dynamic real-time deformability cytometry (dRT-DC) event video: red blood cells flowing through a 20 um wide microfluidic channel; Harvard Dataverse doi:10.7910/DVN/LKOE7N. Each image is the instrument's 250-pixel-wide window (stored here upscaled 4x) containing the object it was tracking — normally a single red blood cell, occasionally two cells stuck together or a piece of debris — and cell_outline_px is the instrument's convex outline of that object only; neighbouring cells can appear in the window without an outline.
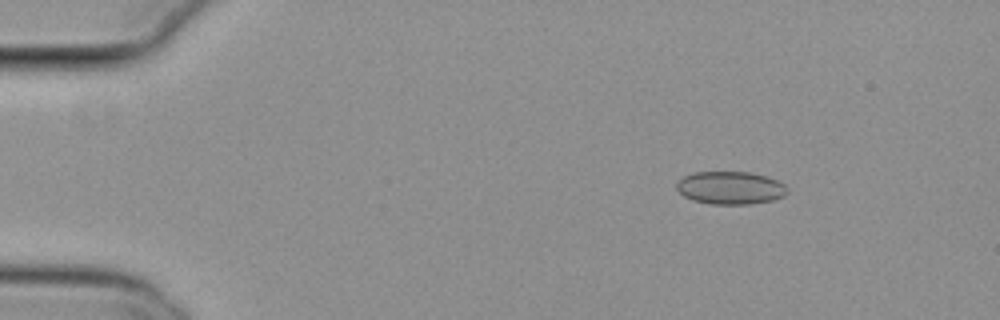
{"species": "common noctule bat (a hibernating species)", "species_latin": "Nyctalus noctula", "temperature_condition": "cold", "stored_images_in_passage": 54, "camera_frame_rate_fps": 3000, "um_per_image_px": 0.085, "animal": {"sex": "female", "body_mass_g": 29.2, "forearm_length_mm": 56.3}, "frame": {"image": 1, "passage_image": 7, "time_ms": 2.0, "image_size_px": [1000, 320], "cell_outline_px": [[788, 192], [784, 196], [772, 200], [748, 204], [712, 204], [692, 200], [684, 196], [676, 188], [676, 184], [684, 176], [692, 172], [748, 172], [764, 176], [776, 180], [784, 184], [788, 188]], "centroid_in_image_um": [62.07, 15.97], "position_along_channel_um": 22.9, "area_um2": 21.1}}
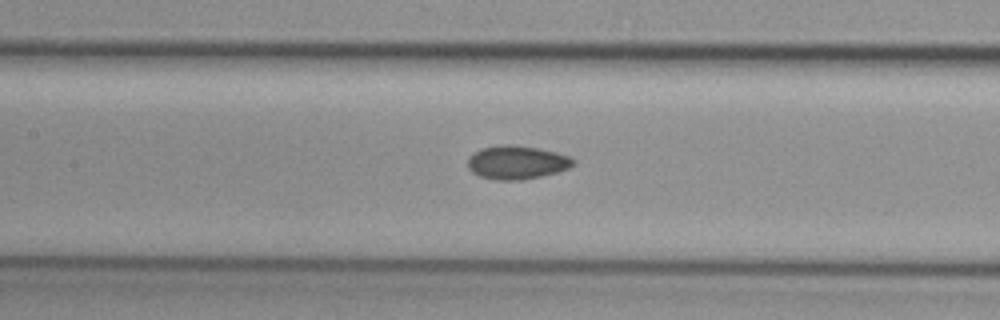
{"frame": {"image": 2, "passage_image": 25, "time_ms": 8.0, "image_size_px": [1000, 320], "cell_outline_px": [[576, 164], [568, 168], [556, 172], [524, 180], [496, 180], [480, 176], [472, 172], [468, 168], [468, 156], [472, 152], [480, 148], [504, 144], [536, 148], [556, 152], [568, 156], [576, 160]], "centroid_in_image_um": [43.9, 13.8], "position_along_channel_um": 163.5, "area_um2": 20.63}}
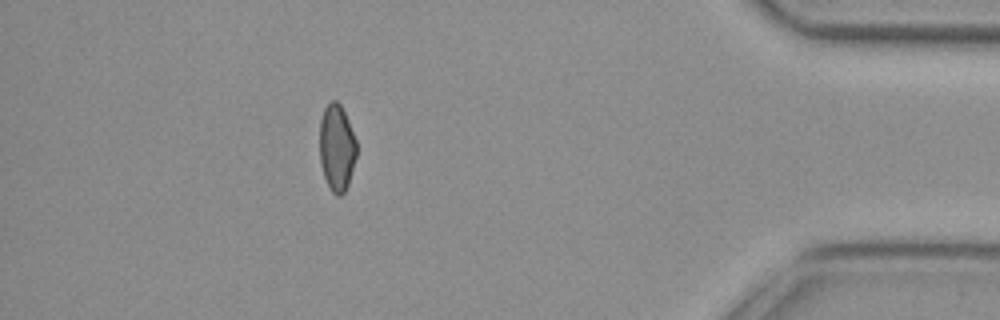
{"frame": {"image": 3, "passage_image": 48, "time_ms": 15.667, "image_size_px": [1000, 320], "cell_outline_px": [[356, 156], [348, 184], [344, 192], [340, 196], [336, 196], [332, 192], [324, 176], [320, 164], [320, 120], [324, 108], [332, 100], [336, 100], [340, 104], [348, 120], [356, 140]], "centroid_in_image_um": [28.62, 12.55], "position_along_channel_um": 406.6, "area_um2": 18.55}, "authors_computed_cell_mechanics": {"area_um2": 19.941, "velocity_mm_per_s": 3.7986, "shape_relaxation_time_tau1_ms": null, "shape_relaxation_time_tau2_ms": 10.0985, "deformation_change_tau1": null, "deformation_change_tau2": 0.1429}}